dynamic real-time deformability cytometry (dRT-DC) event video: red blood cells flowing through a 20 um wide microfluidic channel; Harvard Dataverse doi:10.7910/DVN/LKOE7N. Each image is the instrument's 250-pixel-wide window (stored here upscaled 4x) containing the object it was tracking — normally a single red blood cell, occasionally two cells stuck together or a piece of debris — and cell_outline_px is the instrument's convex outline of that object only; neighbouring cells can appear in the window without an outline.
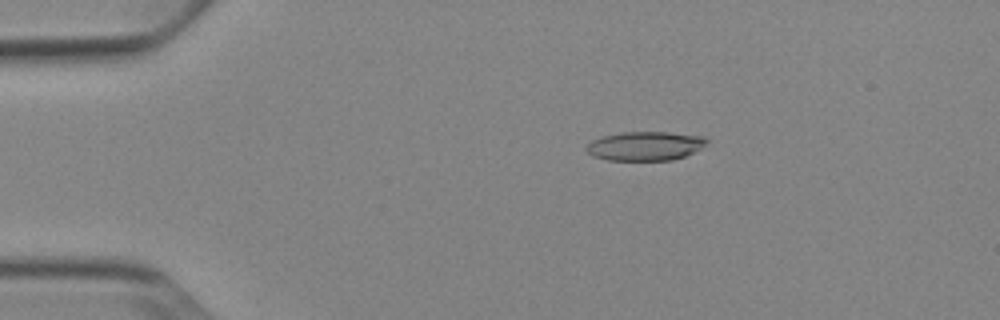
{"species": "Egyptian fruit bat (a non-hibernating species)", "species_latin": "Rousettus aegyptiacus", "temperature_condition": "cold", "stored_images_in_passage": 52, "camera_frame_rate_fps": 3000, "um_per_image_px": 0.085, "animal": {"sex": "female"}, "frame": {"image": 1, "passage_image": 10, "time_ms": 3.0, "image_size_px": [1000, 320], "cell_outline_px": [[708, 140], [700, 148], [684, 156], [672, 160], [608, 160], [592, 156], [584, 148], [592, 140], [604, 136], [624, 132], [668, 132], [704, 136]], "centroid_in_image_um": [54.81, 12.41], "position_along_channel_um": 30.2, "area_um2": 20.17}}
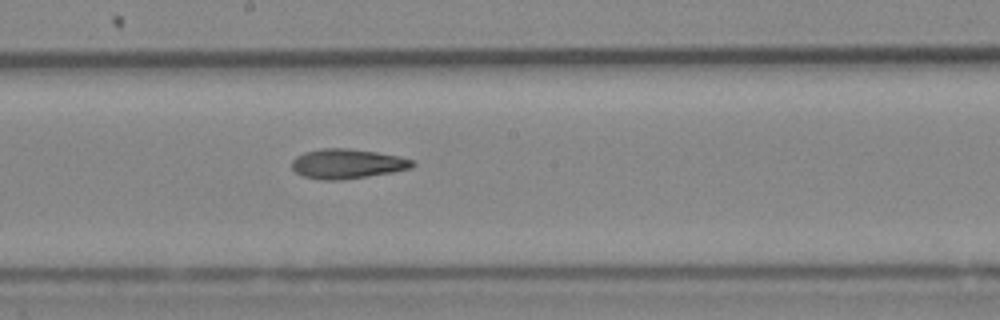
{"frame": {"image": 2, "passage_image": 29, "time_ms": 9.333, "image_size_px": [1000, 320], "cell_outline_px": [[416, 164], [412, 168], [392, 172], [368, 176], [340, 180], [320, 180], [304, 176], [296, 172], [292, 168], [292, 160], [296, 156], [304, 152], [320, 148], [348, 148], [376, 152], [396, 156], [412, 160]], "centroid_in_image_um": [29.48, 13.92], "position_along_channel_um": 218.7, "area_um2": 20.81}}
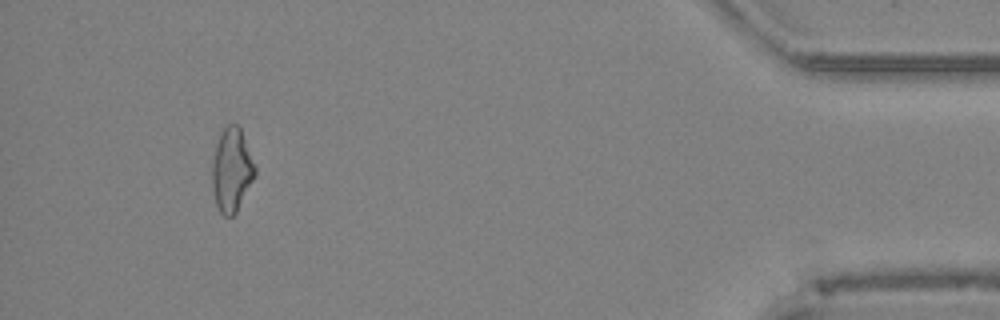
{"frame": {"image": 3, "passage_image": 49, "time_ms": 16.0, "image_size_px": [1000, 320], "cell_outline_px": [[256, 176], [236, 212], [232, 216], [224, 216], [220, 212], [216, 204], [212, 188], [212, 164], [216, 144], [220, 132], [228, 124], [236, 124], [240, 128], [256, 168]], "centroid_in_image_um": [19.69, 14.46], "position_along_channel_um": 415.5, "area_um2": 20.81}, "authors_computed_cell_mechanics": {"area_um2": 20.6635, "velocity_mm_per_s": 3.8993, "shape_relaxation_time_tau1_ms": 9.7372, "shape_relaxation_time_tau2_ms": 7.4702, "deformation_change_tau1": 0.2411, "deformation_change_tau2": 0.1999}}